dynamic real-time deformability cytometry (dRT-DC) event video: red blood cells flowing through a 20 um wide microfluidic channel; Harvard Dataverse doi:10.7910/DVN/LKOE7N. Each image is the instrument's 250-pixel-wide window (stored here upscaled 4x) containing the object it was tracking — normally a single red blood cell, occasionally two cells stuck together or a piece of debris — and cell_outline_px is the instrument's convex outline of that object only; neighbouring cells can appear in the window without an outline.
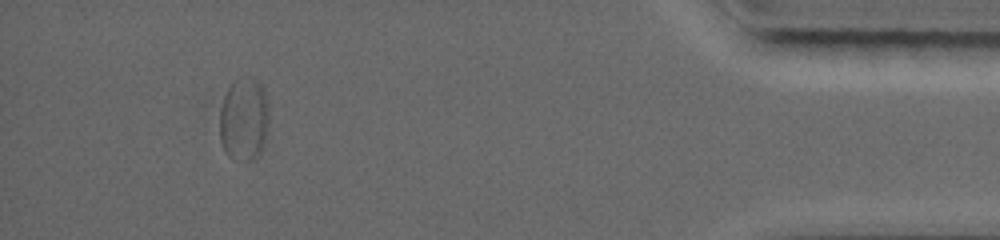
{"species": "common noctule bat (a hibernating species)", "species_latin": "Nyctalus noctula", "temperature_condition": "warm", "stored_images_in_passage": 34, "segment_of_instrument_passage": [2, 3], "camera_frame_rate_fps": 5000, "um_per_image_px": 0.085, "animal": {"sex": "female", "body_mass_g": 19.0, "forearm_length_mm": 56.7}, "frame": {"image": 1, "passage_image": 29, "time_ms": 12.6, "image_size_px": [1000, 240], "cell_outline_px": [[268, 124], [264, 140], [260, 152], [256, 156], [248, 160], [244, 160], [244, 156], [248, 84], [252, 80], [256, 80], [264, 88], [268, 108]], "centroid_in_image_um": [21.72, 10.19], "position_along_channel_um": 413.5, "area_um2": 10.4}}